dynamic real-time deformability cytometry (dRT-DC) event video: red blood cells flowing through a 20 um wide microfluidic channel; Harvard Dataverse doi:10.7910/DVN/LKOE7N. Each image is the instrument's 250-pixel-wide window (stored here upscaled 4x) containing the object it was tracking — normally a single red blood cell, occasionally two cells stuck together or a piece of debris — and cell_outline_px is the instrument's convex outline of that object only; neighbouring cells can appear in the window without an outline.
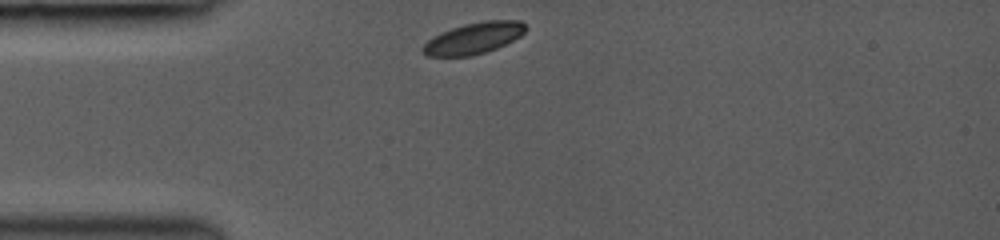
{"species": "common noctule bat (a hibernating species)", "species_latin": "Nyctalus noctula", "temperature_condition": "room temperature", "stored_images_in_passage": 3, "camera_frame_rate_fps": 3000, "um_per_image_px": 0.085, "animal": {"sex": "female", "body_mass_g": 19.0, "forearm_length_mm": 53.3}, "frame": {"image": 1, "passage_image": 1, "time_ms": 0.0, "image_size_px": [1000, 240], "cell_outline_px": [[528, 28], [520, 36], [496, 48], [472, 56], [428, 56], [420, 52], [420, 48], [432, 36], [440, 32], [464, 24], [484, 20], [520, 20]], "centroid_in_image_um": [40.23, 3.24], "position_along_channel_um": 44.8, "area_um2": 18.84}}